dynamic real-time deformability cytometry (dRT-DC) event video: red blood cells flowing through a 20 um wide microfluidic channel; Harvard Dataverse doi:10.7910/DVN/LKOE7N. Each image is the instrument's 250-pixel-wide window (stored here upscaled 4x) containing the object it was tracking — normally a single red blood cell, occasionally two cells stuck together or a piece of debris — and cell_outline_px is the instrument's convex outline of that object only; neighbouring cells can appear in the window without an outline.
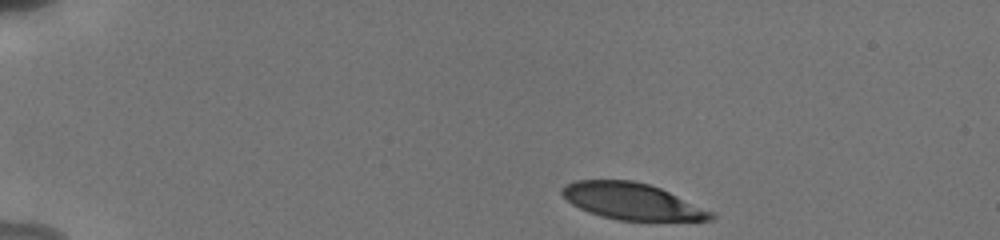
{"species": "human", "species_latin": "Homo sapiens", "temperature_condition": "cold", "stored_images_in_passage": 16, "camera_frame_rate_fps": 3000, "um_per_image_px": 0.085, "donor": {"sex": "male"}, "frame": {"image": 1, "passage_image": 1, "time_ms": 0.0, "image_size_px": [1000, 240], "cell_outline_px": [[716, 216], [712, 220], [616, 220], [588, 212], [572, 204], [560, 192], [560, 188], [576, 180], [632, 180], [648, 184], [660, 188], [716, 212]], "centroid_in_image_um": [53.75, 17.11], "position_along_channel_um": 31.2, "area_um2": 31.62}}